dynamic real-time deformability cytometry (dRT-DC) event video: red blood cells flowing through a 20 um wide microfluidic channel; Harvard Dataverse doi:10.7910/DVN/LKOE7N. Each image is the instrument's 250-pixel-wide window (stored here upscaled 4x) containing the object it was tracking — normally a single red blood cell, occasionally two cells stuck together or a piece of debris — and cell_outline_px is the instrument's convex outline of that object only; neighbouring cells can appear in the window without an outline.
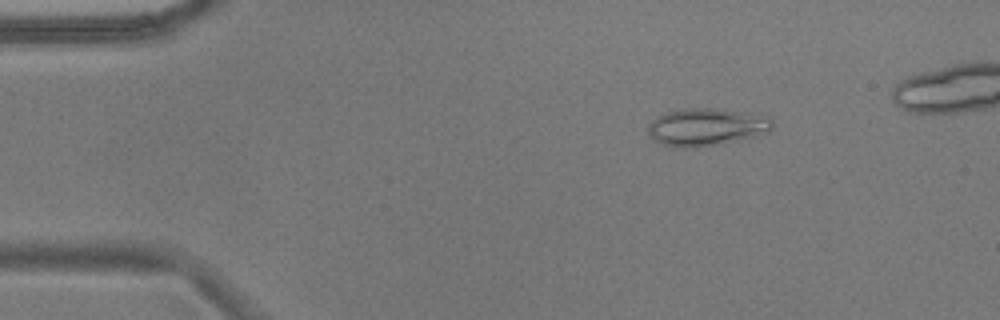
{"species": "common noctule bat (a hibernating species)", "species_latin": "Nyctalus noctula", "temperature_condition": "warm", "stored_images_in_passage": 50, "camera_frame_rate_fps": 3000, "um_per_image_px": 0.085, "animal": {"sex": "male", "body_mass_g": 17.9}, "frame": {"image": 1, "passage_image": 8, "time_ms": 2.333, "image_size_px": [1000, 320], "cell_outline_px": [[772, 128], [768, 132], [752, 136], [696, 148], [680, 148], [660, 144], [652, 140], [648, 132], [648, 124], [652, 120], [664, 112], [684, 108], [724, 108], [748, 112], [768, 116], [772, 120]], "centroid_in_image_um": [59.99, 10.77], "position_along_channel_um": 25.0, "area_um2": 27.4}}
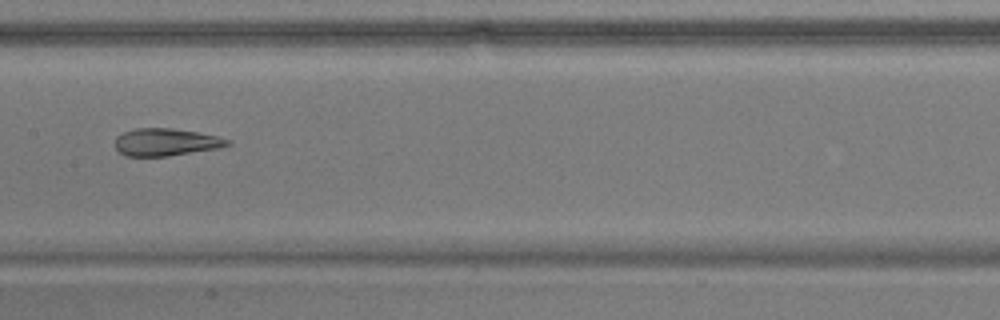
{"frame": {"image": 2, "passage_image": 27, "time_ms": 8.667, "image_size_px": [1000, 320], "cell_outline_px": [[232, 144], [216, 148], [168, 156], [124, 156], [116, 148], [116, 136], [124, 132], [136, 128], [172, 128], [196, 132], [216, 136], [232, 140]], "centroid_in_image_um": [14.09, 12.08], "position_along_channel_um": 193.3, "area_um2": 17.8}}
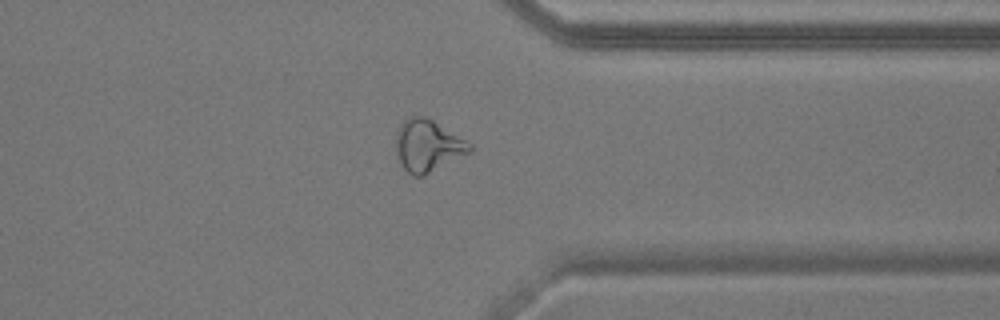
{"frame": {"image": 3, "passage_image": 42, "time_ms": 13.667, "image_size_px": [1000, 320], "cell_outline_px": [[472, 152], [424, 176], [412, 176], [400, 164], [396, 152], [396, 136], [400, 124], [408, 116], [424, 116], [432, 120], [472, 144]], "centroid_in_image_um": [36.35, 12.4], "position_along_channel_um": 375.0, "area_um2": 22.37}}